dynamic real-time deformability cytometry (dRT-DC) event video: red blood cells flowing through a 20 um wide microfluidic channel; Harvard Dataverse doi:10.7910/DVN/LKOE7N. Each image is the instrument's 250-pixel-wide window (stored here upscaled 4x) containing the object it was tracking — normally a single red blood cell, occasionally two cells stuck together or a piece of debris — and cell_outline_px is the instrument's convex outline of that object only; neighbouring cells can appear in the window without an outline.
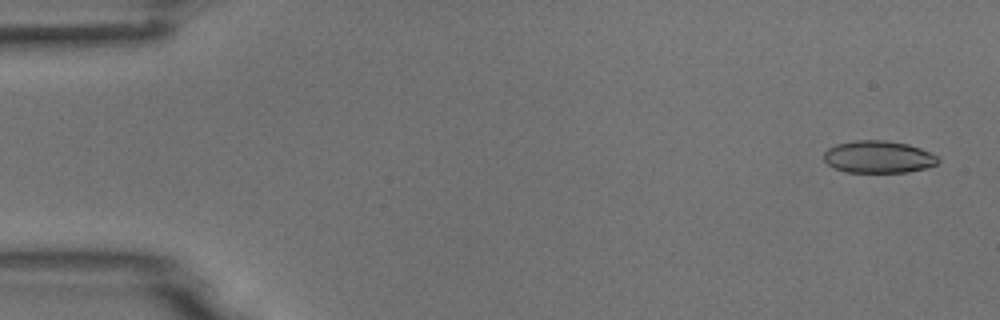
{"species": "common noctule bat (a hibernating species)", "species_latin": "Nyctalus noctula", "temperature_condition": "room temperature", "stored_images_in_passage": 4, "camera_frame_rate_fps": 3000, "um_per_image_px": 0.085, "animal": {"sex": "male", "body_mass_g": 18.8}, "frame": {"image": 1, "passage_image": 1, "time_ms": 0.0, "image_size_px": [1000, 320], "cell_outline_px": [[940, 160], [936, 164], [924, 168], [908, 172], [844, 172], [828, 164], [824, 160], [824, 152], [828, 148], [836, 144], [856, 140], [884, 140], [908, 144], [920, 148], [936, 156]], "centroid_in_image_um": [74.64, 13.33], "position_along_channel_um": 10.4, "area_um2": 21.33}}
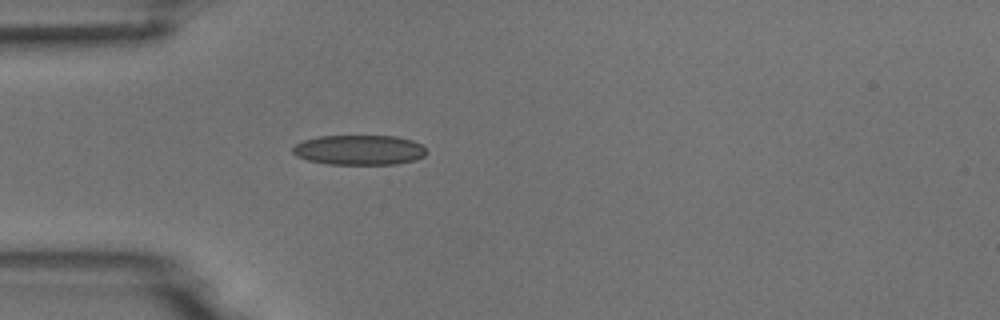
{"frame": {"image": 2, "passage_image": 4, "time_ms": 1.0, "image_size_px": [1000, 320], "cell_outline_px": [[428, 152], [424, 156], [416, 160], [396, 164], [328, 164], [308, 160], [296, 156], [292, 152], [292, 148], [296, 144], [304, 140], [320, 136], [396, 136], [412, 140], [420, 144]], "centroid_in_image_um": [30.55, 12.75], "position_along_channel_um": 54.5, "area_um2": 23.35}}